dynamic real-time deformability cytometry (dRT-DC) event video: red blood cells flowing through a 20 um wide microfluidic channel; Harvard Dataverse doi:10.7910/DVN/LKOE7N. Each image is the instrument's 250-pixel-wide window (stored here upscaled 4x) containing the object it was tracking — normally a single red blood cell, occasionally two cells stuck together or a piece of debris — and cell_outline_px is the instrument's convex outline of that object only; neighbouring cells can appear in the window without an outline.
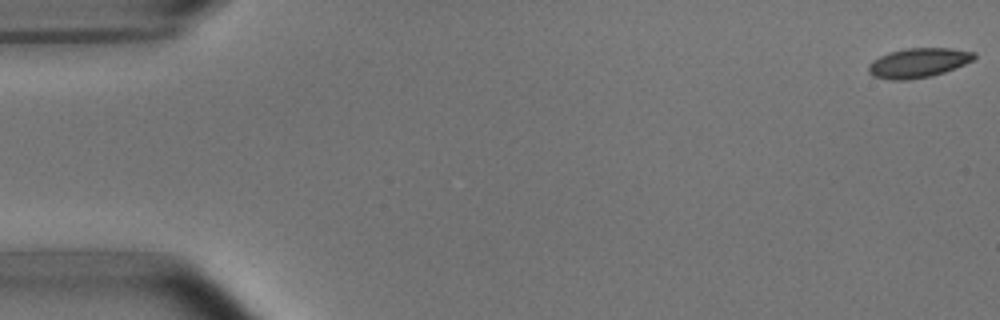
{"species": "common noctule bat (a hibernating species)", "species_latin": "Nyctalus noctula", "temperature_condition": "room temperature", "stored_images_in_passage": 5, "camera_frame_rate_fps": 3000, "um_per_image_px": 0.085, "animal": {"sex": "male", "body_mass_g": 15.6}, "frame": {"image": 1, "passage_image": 1, "time_ms": 0.0, "image_size_px": [1000, 320], "cell_outline_px": [[976, 56], [972, 60], [964, 64], [944, 72], [932, 76], [908, 80], [888, 80], [872, 76], [868, 72], [868, 64], [872, 60], [888, 52], [908, 48], [952, 48], [976, 52]], "centroid_in_image_um": [78.02, 5.34], "position_along_channel_um": 7.0, "area_um2": 18.32}}